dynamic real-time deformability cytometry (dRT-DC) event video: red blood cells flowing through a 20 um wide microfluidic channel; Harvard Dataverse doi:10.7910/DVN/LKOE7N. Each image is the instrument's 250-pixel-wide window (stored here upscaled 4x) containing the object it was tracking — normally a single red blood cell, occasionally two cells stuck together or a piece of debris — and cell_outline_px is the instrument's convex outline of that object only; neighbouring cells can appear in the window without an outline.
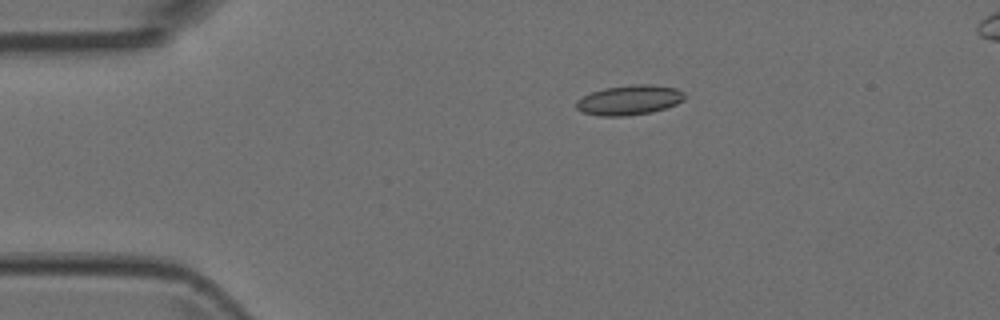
{"species": "Egyptian fruit bat (a non-hibernating species)", "species_latin": "Rousettus aegyptiacus", "temperature_condition": "room temperature", "stored_images_in_passage": 7, "camera_frame_rate_fps": 3000, "um_per_image_px": 0.085, "animal": {"sex": "female"}, "frame": {"image": 1, "passage_image": 4, "time_ms": 1.0, "image_size_px": [1000, 320], "cell_outline_px": [[688, 96], [684, 100], [676, 104], [652, 112], [624, 116], [600, 116], [580, 112], [576, 108], [576, 100], [592, 92], [604, 88], [632, 84], [652, 84], [676, 88], [684, 92]], "centroid_in_image_um": [53.51, 8.5], "position_along_channel_um": 31.5, "area_um2": 19.02}}
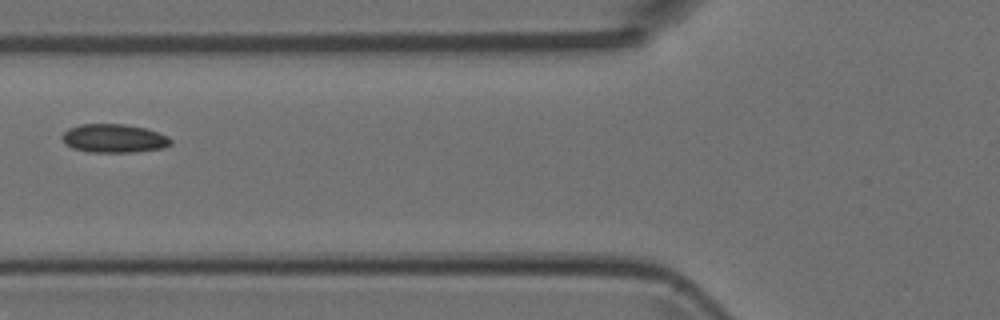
{"frame": {"image": 2, "passage_image": 7, "time_ms": 2.0, "image_size_px": [1000, 320], "cell_outline_px": [[172, 144], [164, 148], [136, 152], [88, 152], [72, 148], [64, 140], [64, 132], [68, 128], [80, 124], [124, 124], [144, 128], [168, 136], [172, 140]], "centroid_in_image_um": [9.72, 11.77], "position_along_channel_um": 116.1, "area_um2": 17.98}}